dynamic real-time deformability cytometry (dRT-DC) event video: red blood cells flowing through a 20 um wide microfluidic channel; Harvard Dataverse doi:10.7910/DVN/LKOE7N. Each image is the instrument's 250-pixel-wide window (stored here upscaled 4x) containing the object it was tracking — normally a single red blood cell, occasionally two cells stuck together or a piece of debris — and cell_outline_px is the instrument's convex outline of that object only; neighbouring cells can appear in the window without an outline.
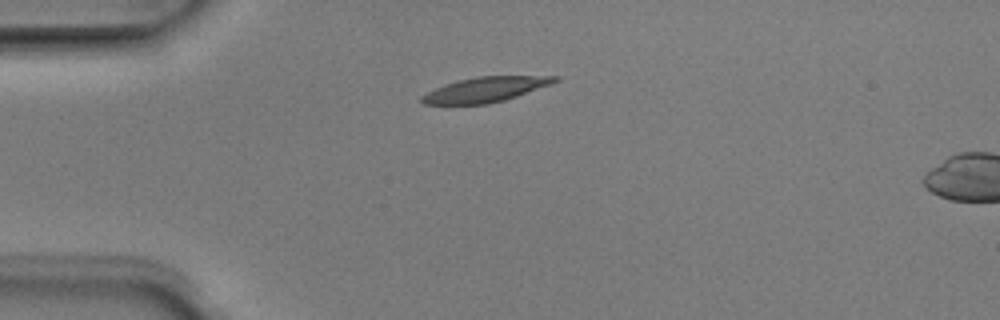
{"species": "Egyptian fruit bat (a non-hibernating species)", "species_latin": "Rousettus aegyptiacus", "temperature_condition": "room temperature", "stored_images_in_passage": 2, "segment_of_instrument_passage": [1, 2], "camera_frame_rate_fps": 3000, "um_per_image_px": 0.085, "animal": {"sex": "male"}, "frame": {"image": 1, "passage_image": 1, "time_ms": 0.0, "image_size_px": [1000, 320], "cell_outline_px": [[560, 80], [552, 84], [504, 100], [488, 104], [424, 104], [420, 100], [420, 96], [444, 84], [456, 80], [476, 76], [560, 76]], "centroid_in_image_um": [41.26, 7.6], "position_along_channel_um": 43.7, "area_um2": 19.36}}